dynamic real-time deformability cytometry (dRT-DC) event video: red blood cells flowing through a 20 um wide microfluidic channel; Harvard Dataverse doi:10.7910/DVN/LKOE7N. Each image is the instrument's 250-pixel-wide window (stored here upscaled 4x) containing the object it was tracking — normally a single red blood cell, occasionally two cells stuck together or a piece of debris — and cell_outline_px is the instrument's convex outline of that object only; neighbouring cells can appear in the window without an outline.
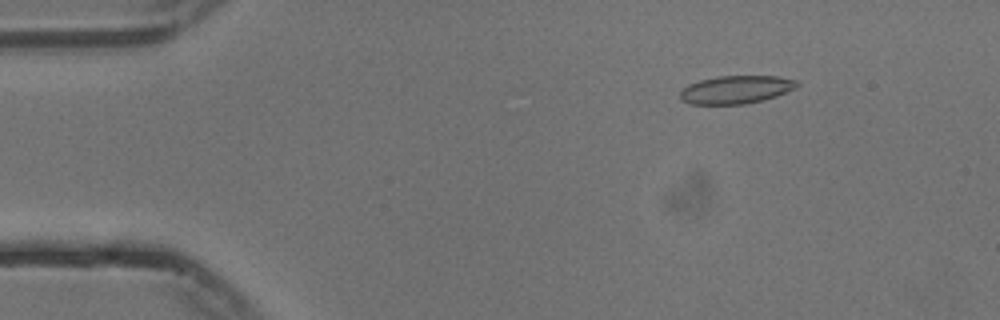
{"species": "common noctule bat (a hibernating species)", "species_latin": "Nyctalus noctula", "temperature_condition": "cold", "stored_images_in_passage": 53, "camera_frame_rate_fps": 3000, "um_per_image_px": 0.085, "animal": {"sex": "male", "body_mass_g": 13.3}, "frame": {"image": 1, "passage_image": 8, "time_ms": 2.333, "image_size_px": [1000, 320], "cell_outline_px": [[800, 84], [796, 88], [776, 96], [764, 100], [744, 104], [688, 104], [680, 100], [680, 92], [688, 84], [700, 80], [716, 76], [780, 76], [796, 80]], "centroid_in_image_um": [62.56, 7.61], "position_along_channel_um": 22.4, "area_um2": 19.25}}
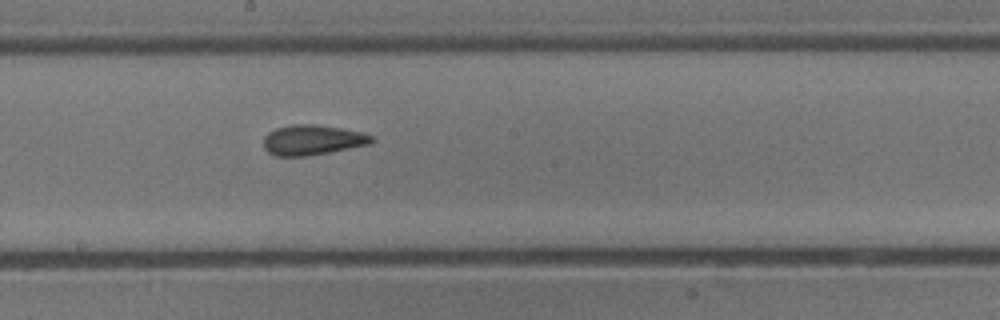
{"frame": {"image": 2, "passage_image": 30, "time_ms": 9.667, "image_size_px": [1000, 320], "cell_outline_px": [[376, 140], [368, 144], [328, 152], [304, 156], [276, 156], [268, 152], [264, 148], [264, 136], [268, 132], [276, 128], [292, 124], [316, 124], [364, 132], [372, 136]], "centroid_in_image_um": [26.54, 11.88], "position_along_channel_um": 221.7, "area_um2": 18.9}}
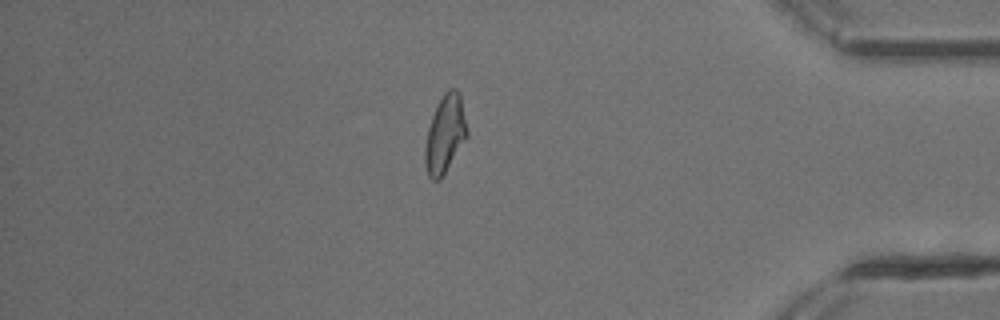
{"frame": {"image": 3, "passage_image": 47, "time_ms": 15.333, "image_size_px": [1000, 320], "cell_outline_px": [[468, 136], [440, 180], [432, 180], [428, 176], [424, 164], [424, 148], [428, 128], [432, 116], [444, 92], [448, 88], [456, 88], [460, 96], [468, 132]], "centroid_in_image_um": [37.81, 11.43], "position_along_channel_um": 397.4, "area_um2": 18.96}, "authors_computed_cell_mechanics": {"area_um2": 18.8428, "velocity_mm_per_s": 3.7463, "shape_relaxation_time_tau1_ms": 5.0269, "shape_relaxation_time_tau2_ms": 1.9385, "deformation_change_tau1": 0.1431, "deformation_change_tau2": 0.0998}}